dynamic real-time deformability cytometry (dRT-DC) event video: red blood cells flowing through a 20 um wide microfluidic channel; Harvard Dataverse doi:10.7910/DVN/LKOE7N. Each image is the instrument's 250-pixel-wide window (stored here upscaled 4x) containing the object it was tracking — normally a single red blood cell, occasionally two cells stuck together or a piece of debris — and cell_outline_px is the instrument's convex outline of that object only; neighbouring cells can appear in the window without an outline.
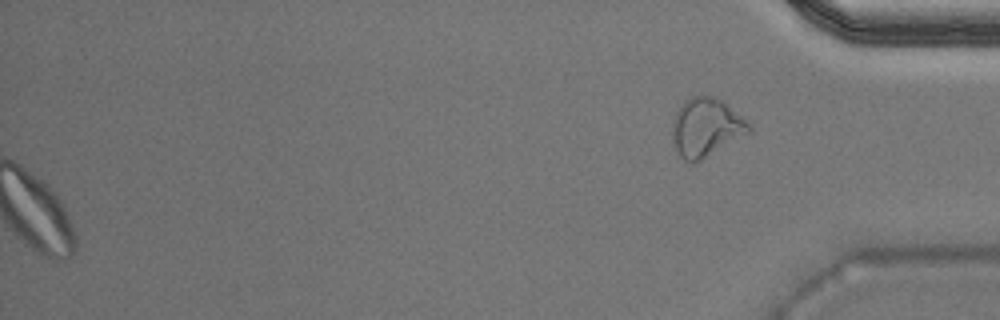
{"species": "Egyptian fruit bat (a non-hibernating species)", "species_latin": "Rousettus aegyptiacus", "temperature_condition": "warm", "stored_images_in_passage": 33, "camera_frame_rate_fps": 3000, "um_per_image_px": 0.085, "animal": {"sex": "male"}, "frame": {"image": 1, "passage_image": 33, "time_ms": 10.667, "image_size_px": [1000, 320], "cell_outline_px": [[752, 128], [748, 132], [700, 160], [692, 164], [684, 160], [680, 156], [672, 140], [672, 120], [684, 100], [700, 92], [724, 100], [752, 124]], "centroid_in_image_um": [60.0, 10.77], "position_along_channel_um": 375.2, "area_um2": 26.3}}